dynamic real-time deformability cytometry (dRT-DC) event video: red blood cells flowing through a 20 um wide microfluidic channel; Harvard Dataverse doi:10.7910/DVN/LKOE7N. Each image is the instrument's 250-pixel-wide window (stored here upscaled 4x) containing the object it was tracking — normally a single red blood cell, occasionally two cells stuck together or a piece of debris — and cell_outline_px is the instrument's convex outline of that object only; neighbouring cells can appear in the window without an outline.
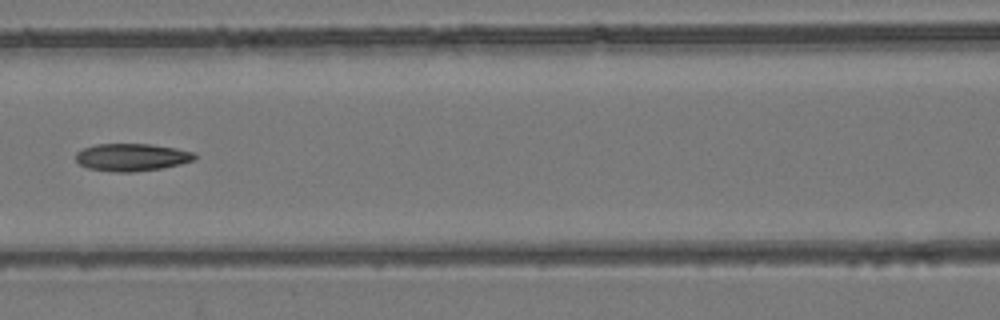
{"species": "common noctule bat (a hibernating species)", "species_latin": "Nyctalus noctula", "temperature_condition": "room temperature", "stored_images_in_passage": 7, "camera_frame_rate_fps": 3000, "um_per_image_px": 0.085, "animal": {"sex": "female", "body_mass_g": 24.6, "forearm_length_mm": 56.2}, "frame": {"image": 1, "passage_image": 7, "time_ms": 7.0, "image_size_px": [1000, 320], "cell_outline_px": [[196, 160], [164, 168], [132, 172], [116, 172], [88, 168], [80, 164], [76, 160], [76, 152], [84, 148], [96, 144], [152, 144], [176, 148], [196, 152]], "centroid_in_image_um": [11.24, 13.36], "position_along_channel_um": 155.4, "area_um2": 19.19}}